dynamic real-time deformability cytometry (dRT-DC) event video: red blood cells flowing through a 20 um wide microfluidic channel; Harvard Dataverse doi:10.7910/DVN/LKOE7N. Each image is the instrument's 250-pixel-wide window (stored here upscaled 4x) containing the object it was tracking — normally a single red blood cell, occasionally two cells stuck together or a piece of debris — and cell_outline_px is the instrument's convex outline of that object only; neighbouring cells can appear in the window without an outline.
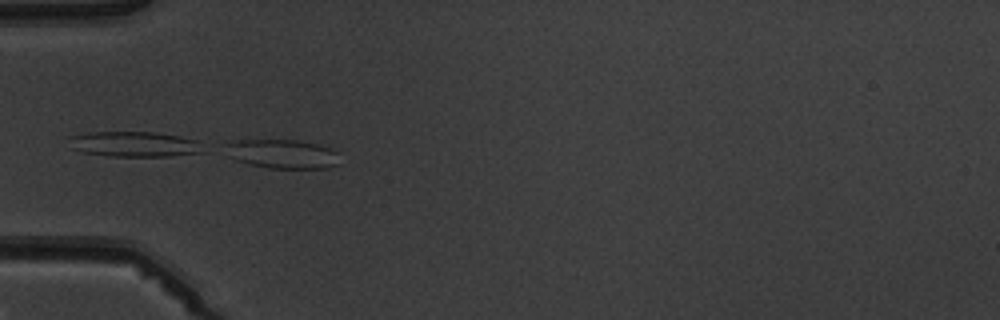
{"species": "common noctule bat (a hibernating species)", "species_latin": "Nyctalus noctula", "temperature_condition": "warm", "stored_images_in_passage": 6, "camera_frame_rate_fps": 3000, "um_per_image_px": 0.085, "animal": {"sex": "male", "body_mass_g": 19.5, "forearm_length_mm": 54.6}, "frame": {"image": 1, "passage_image": 4, "time_ms": 4.333, "image_size_px": [1000, 320], "cell_outline_px": [[336, 164], [328, 168], [268, 168], [248, 164], [236, 160], [220, 152], [224, 140], [296, 140], [316, 144], [332, 148], [336, 152]], "centroid_in_image_um": [23.81, 13.06], "position_along_channel_um": 61.2, "area_um2": 19.71}}
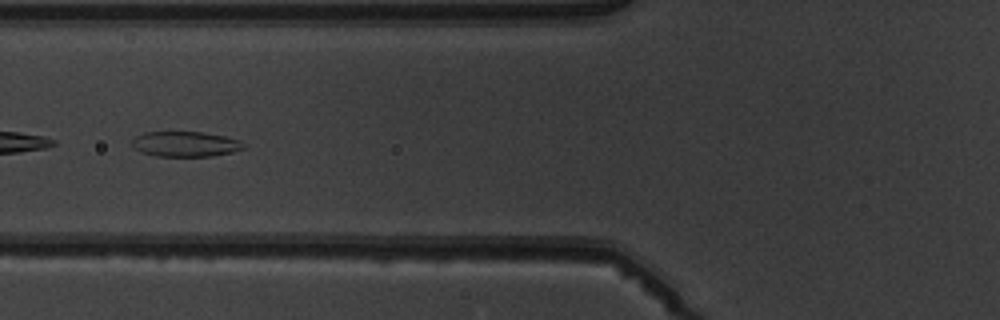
{"frame": {"image": 2, "passage_image": 5, "time_ms": 5.667, "image_size_px": [1000, 320], "cell_outline_px": [[244, 148], [232, 152], [212, 156], [156, 156], [140, 152], [132, 148], [132, 140], [136, 136], [144, 132], [200, 132], [224, 136], [240, 140], [244, 144]], "centroid_in_image_um": [15.72, 12.25], "position_along_channel_um": 110.1, "area_um2": 16.42}}